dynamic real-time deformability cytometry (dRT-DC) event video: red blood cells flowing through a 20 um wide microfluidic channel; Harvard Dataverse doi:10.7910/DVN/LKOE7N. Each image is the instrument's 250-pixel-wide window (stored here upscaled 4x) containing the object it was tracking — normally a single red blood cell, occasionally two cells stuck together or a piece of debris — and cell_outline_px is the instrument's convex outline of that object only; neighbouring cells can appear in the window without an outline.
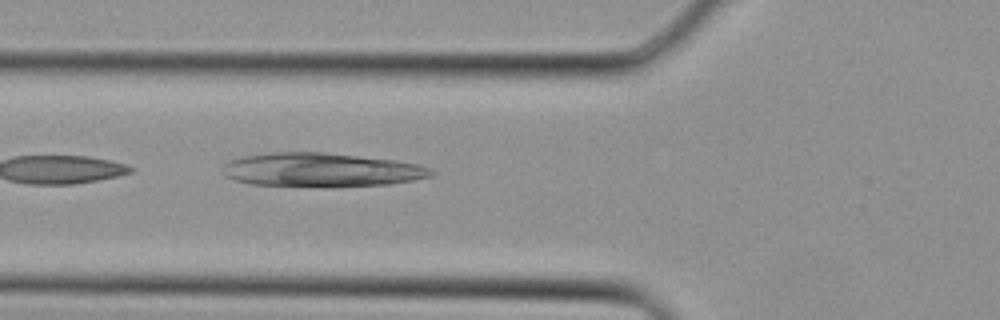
{"species": "Egyptian fruit bat (a non-hibernating species)", "species_latin": "Rousettus aegyptiacus", "temperature_condition": "cold", "stored_images_in_passage": 4, "camera_frame_rate_fps": 3000, "um_per_image_px": 0.085, "animal": {"sex": "female"}, "frame": {"image": 1, "passage_image": 4, "time_ms": 1.0, "image_size_px": [1000, 320], "cell_outline_px": [[436, 172], [432, 176], [412, 180], [388, 184], [336, 188], [332, 188], [252, 184], [236, 180], [224, 176], [220, 172], [224, 164], [228, 160], [244, 156], [268, 152], [324, 152], [396, 160], [416, 164], [428, 168]], "centroid_in_image_um": [27.27, 14.45], "position_along_channel_um": 98.5, "area_um2": 41.85}}